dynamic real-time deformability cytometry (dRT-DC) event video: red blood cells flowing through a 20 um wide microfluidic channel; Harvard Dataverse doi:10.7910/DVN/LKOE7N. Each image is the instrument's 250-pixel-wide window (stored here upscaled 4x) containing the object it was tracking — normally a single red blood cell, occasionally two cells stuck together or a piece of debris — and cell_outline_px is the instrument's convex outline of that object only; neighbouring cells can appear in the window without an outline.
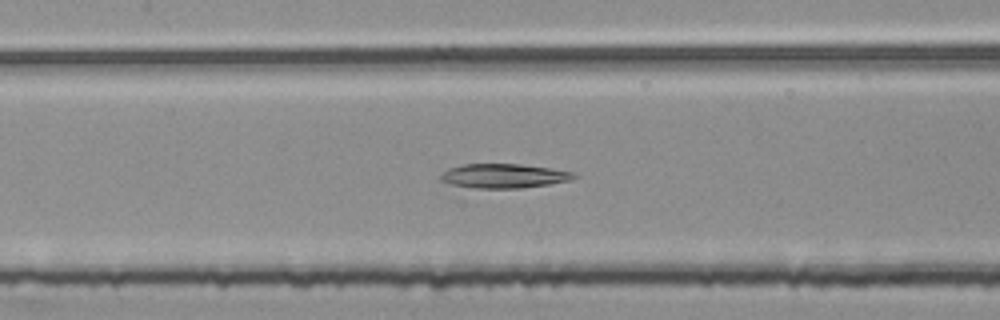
{"species": "common noctule bat (a hibernating species)", "species_latin": "Nyctalus noctula", "temperature_condition": "room temperature", "stored_images_in_passage": 51, "camera_frame_rate_fps": 3000, "um_per_image_px": 0.085, "animal": {"sex": "female", "body_mass_g": 25.1}, "frame": {"image": 1, "passage_image": 22, "time_ms": 7.0, "image_size_px": [1000, 320], "cell_outline_px": [[580, 176], [568, 180], [548, 184], [520, 188], [472, 188], [452, 184], [440, 180], [440, 176], [448, 168], [464, 164], [520, 164], [552, 168], [576, 172]], "centroid_in_image_um": [42.86, 14.94], "position_along_channel_um": 164.5, "area_um2": 18.84}}
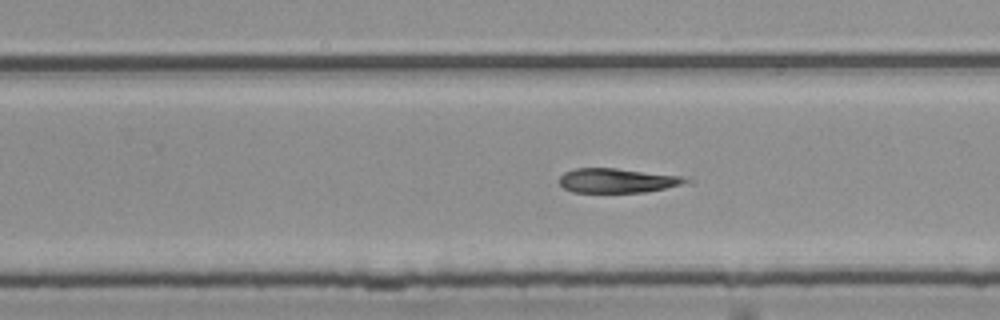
{"frame": {"image": 2, "passage_image": 31, "time_ms": 10.0, "image_size_px": [1000, 320], "cell_outline_px": [[684, 180], [680, 184], [664, 188], [644, 192], [572, 192], [564, 188], [560, 184], [560, 176], [564, 172], [576, 168], [616, 168], [680, 176]], "centroid_in_image_um": [52.33, 15.34], "position_along_channel_um": 277.5, "area_um2": 17.46}}
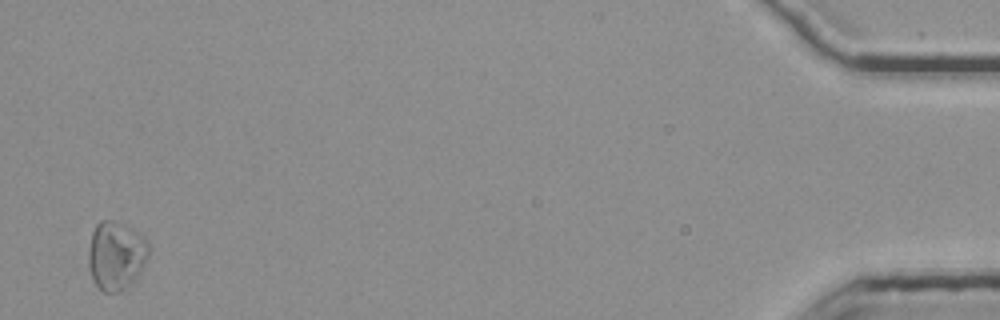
{"frame": {"image": 3, "passage_image": 50, "time_ms": 16.333, "image_size_px": [1000, 320], "cell_outline_px": [[148, 252], [144, 264], [140, 272], [120, 292], [104, 292], [96, 284], [92, 276], [88, 264], [88, 248], [92, 232], [96, 224], [100, 220], [108, 220], [124, 224], [132, 228], [148, 244]], "centroid_in_image_um": [9.82, 21.7], "position_along_channel_um": 425.4, "area_um2": 23.58}}